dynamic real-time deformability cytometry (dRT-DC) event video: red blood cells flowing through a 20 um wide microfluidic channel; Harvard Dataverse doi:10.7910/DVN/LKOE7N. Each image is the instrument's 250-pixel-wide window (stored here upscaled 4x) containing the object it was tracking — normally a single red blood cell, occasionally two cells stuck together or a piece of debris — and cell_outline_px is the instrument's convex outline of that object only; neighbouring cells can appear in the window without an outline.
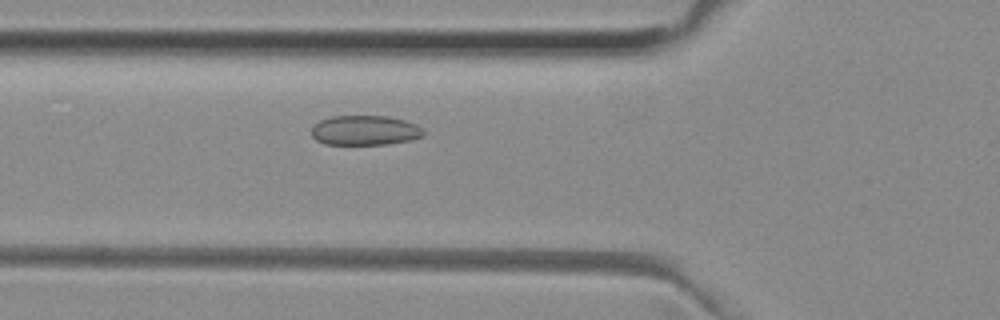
{"species": "common noctule bat (a hibernating species)", "species_latin": "Nyctalus noctula", "temperature_condition": "room temperature", "stored_images_in_passage": 50, "camera_frame_rate_fps": 3000, "um_per_image_px": 0.085, "animal": {"sex": "female", "body_mass_g": 29.2, "forearm_length_mm": 56.3}, "frame": {"image": 1, "passage_image": 17, "time_ms": 5.333, "image_size_px": [1000, 320], "cell_outline_px": [[424, 136], [408, 140], [388, 144], [324, 144], [316, 140], [312, 136], [312, 124], [320, 120], [332, 116], [388, 116], [404, 120], [416, 124], [424, 128]], "centroid_in_image_um": [31.01, 11.07], "position_along_channel_um": 94.8, "area_um2": 19.54}}
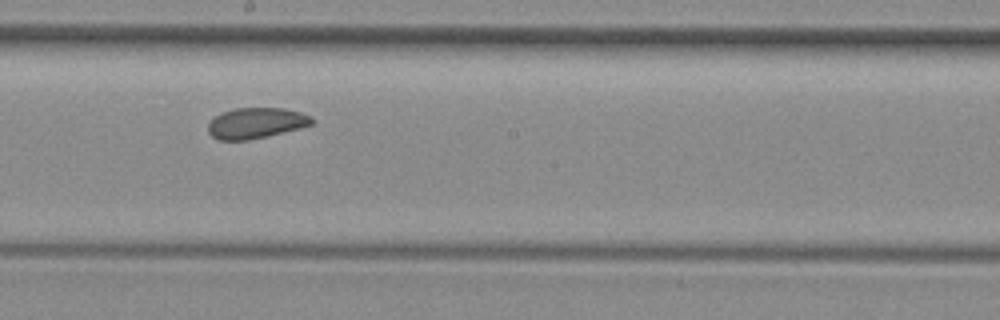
{"frame": {"image": 2, "passage_image": 27, "time_ms": 8.667, "image_size_px": [1000, 320], "cell_outline_px": [[316, 120], [312, 124], [248, 140], [220, 140], [212, 136], [208, 132], [208, 124], [220, 112], [236, 108], [284, 108], [300, 112], [312, 116]], "centroid_in_image_um": [21.74, 10.44], "position_along_channel_um": 226.5, "area_um2": 18.32}}
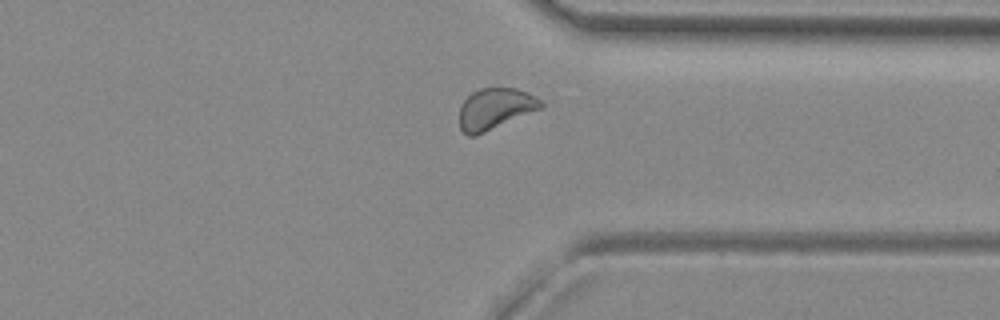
{"frame": {"image": 3, "passage_image": 38, "time_ms": 12.333, "image_size_px": [1000, 320], "cell_outline_px": [[544, 108], [476, 136], [468, 136], [460, 128], [460, 104], [472, 92], [480, 88], [516, 88], [528, 92], [536, 96], [544, 104]], "centroid_in_image_um": [42.11, 9.25], "position_along_channel_um": 369.3, "area_um2": 19.83}, "authors_computed_cell_mechanics": {"area_um2": 19.8832, "velocity_mm_per_s": 3.9423, "shape_relaxation_time_tau1_ms": null, "shape_relaxation_time_tau2_ms": 7.8356, "deformation_change_tau1": null, "deformation_change_tau2": 0.1034}}